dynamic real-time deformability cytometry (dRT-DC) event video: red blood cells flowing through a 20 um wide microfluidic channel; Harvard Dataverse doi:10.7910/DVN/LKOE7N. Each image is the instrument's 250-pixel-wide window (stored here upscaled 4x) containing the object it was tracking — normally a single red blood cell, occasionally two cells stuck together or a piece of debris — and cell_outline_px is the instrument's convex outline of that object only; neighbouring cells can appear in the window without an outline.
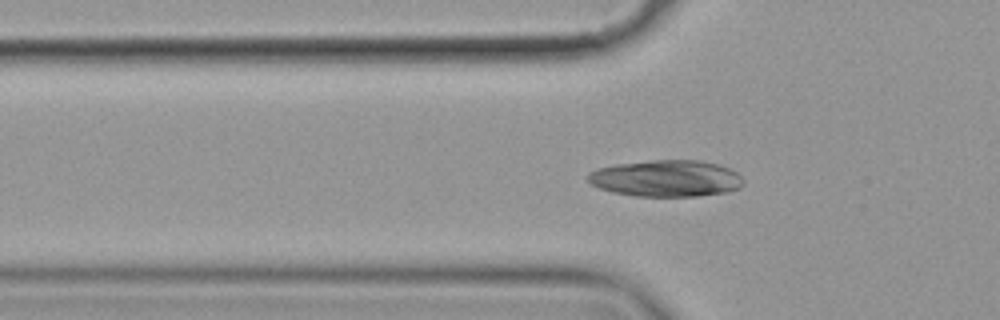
{"species": "common noctule bat (a hibernating species)", "species_latin": "Nyctalus noctula", "temperature_condition": "cold", "stored_images_in_passage": 52, "camera_frame_rate_fps": 3000, "um_per_image_px": 0.085, "animal": {"sex": "female", "body_mass_g": 19.9}, "frame": {"image": 1, "passage_image": 19, "time_ms": 6.0, "image_size_px": [1000, 320], "cell_outline_px": [[744, 184], [740, 188], [728, 192], [696, 196], [636, 196], [612, 192], [600, 188], [592, 184], [588, 180], [588, 172], [600, 168], [616, 164], [652, 160], [700, 160], [720, 164], [736, 172], [744, 180]], "centroid_in_image_um": [56.66, 15.16], "position_along_channel_um": 69.1, "area_um2": 33.23}}
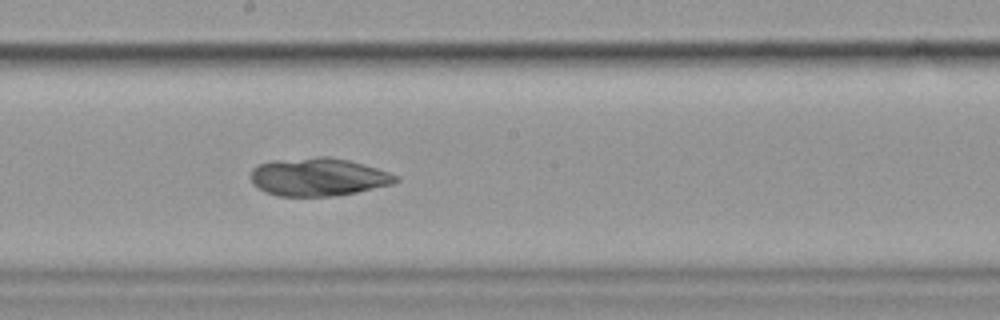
{"frame": {"image": 2, "passage_image": 32, "time_ms": 10.333, "image_size_px": [1000, 320], "cell_outline_px": [[400, 180], [392, 184], [356, 192], [336, 196], [276, 196], [264, 192], [256, 188], [252, 184], [252, 168], [260, 164], [272, 160], [316, 156], [328, 156], [348, 160], [364, 164], [388, 172], [396, 176]], "centroid_in_image_um": [27.01, 15.04], "position_along_channel_um": 221.2, "area_um2": 32.31}}
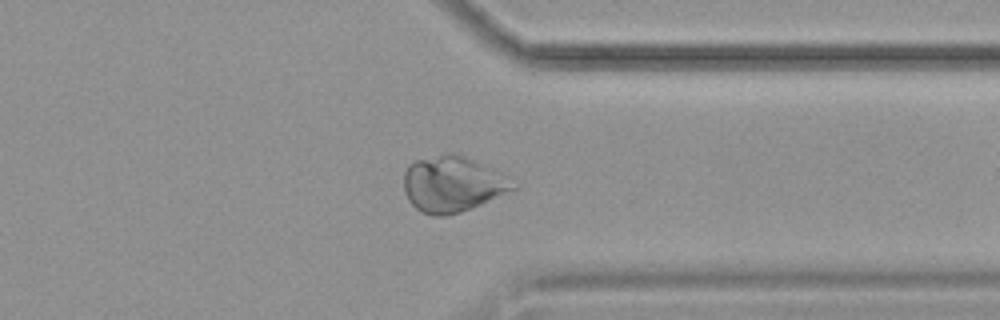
{"frame": {"image": 3, "passage_image": 45, "time_ms": 14.667, "image_size_px": [1000, 320], "cell_outline_px": [[520, 184], [516, 188], [472, 208], [460, 212], [444, 216], [432, 216], [420, 212], [408, 200], [404, 192], [404, 172], [408, 164], [416, 160], [444, 152], [452, 152], [464, 156], [492, 168], [500, 172]], "centroid_in_image_um": [38.45, 15.64], "position_along_channel_um": 373.0, "area_um2": 35.84}}